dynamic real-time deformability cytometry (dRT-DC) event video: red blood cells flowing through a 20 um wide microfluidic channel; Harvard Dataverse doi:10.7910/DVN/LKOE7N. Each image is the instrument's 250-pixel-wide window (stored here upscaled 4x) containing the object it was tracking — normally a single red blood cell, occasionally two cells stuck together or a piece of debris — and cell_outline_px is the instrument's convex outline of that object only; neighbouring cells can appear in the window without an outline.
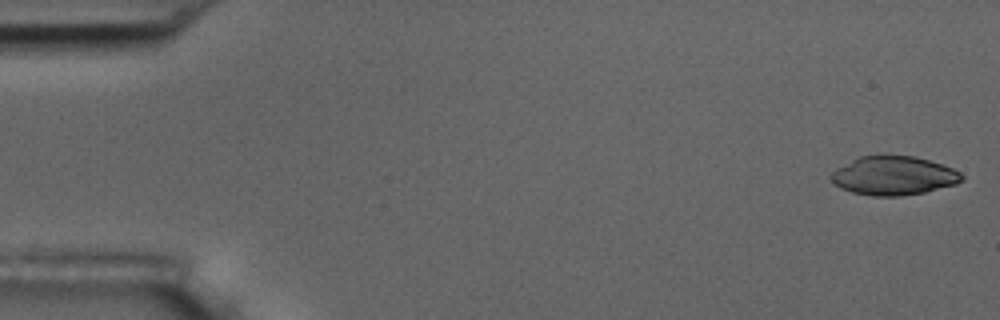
{"species": "common noctule bat (a hibernating species)", "species_latin": "Nyctalus noctula", "temperature_condition": "room temperature", "stored_images_in_passage": 5, "camera_frame_rate_fps": 3000, "um_per_image_px": 0.085, "animal": {"sex": "male", "body_mass_g": 17.5, "forearm_length_mm": 52.3}, "frame": {"image": 1, "passage_image": 1, "time_ms": 0.0, "image_size_px": [1000, 320], "cell_outline_px": [[964, 180], [956, 184], [924, 192], [900, 196], [872, 196], [852, 192], [840, 188], [828, 176], [836, 168], [860, 156], [916, 156], [952, 168], [960, 172], [964, 176]], "centroid_in_image_um": [75.96, 14.94], "position_along_channel_um": 9.0, "area_um2": 29.42}}